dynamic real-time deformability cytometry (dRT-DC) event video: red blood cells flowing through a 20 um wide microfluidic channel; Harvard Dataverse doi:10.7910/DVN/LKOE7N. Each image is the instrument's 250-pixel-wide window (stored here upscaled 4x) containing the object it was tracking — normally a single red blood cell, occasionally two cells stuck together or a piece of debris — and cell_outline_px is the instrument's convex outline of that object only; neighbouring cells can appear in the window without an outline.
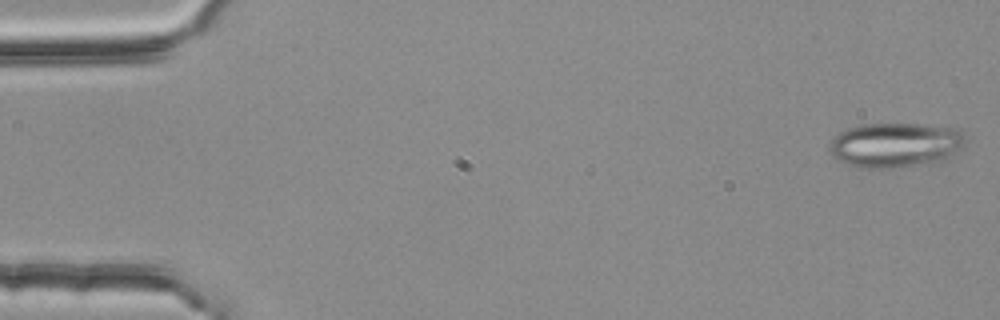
{"species": "common noctule bat (a hibernating species)", "species_latin": "Nyctalus noctula", "temperature_condition": "room temperature", "stored_images_in_passage": 54, "camera_frame_rate_fps": 3000, "um_per_image_px": 0.085, "animal": {"sex": "female", "body_mass_g": 25.1}, "frame": {"image": 1, "passage_image": 1, "time_ms": 0.0, "image_size_px": [1000, 320], "cell_outline_px": [[968, 140], [960, 148], [944, 160], [888, 168], [860, 168], [848, 164], [832, 156], [828, 148], [832, 140], [840, 132], [848, 128], [860, 124], [920, 124], [960, 128], [964, 132]], "centroid_in_image_um": [76.13, 12.3], "position_along_channel_um": 8.9, "area_um2": 35.43}}
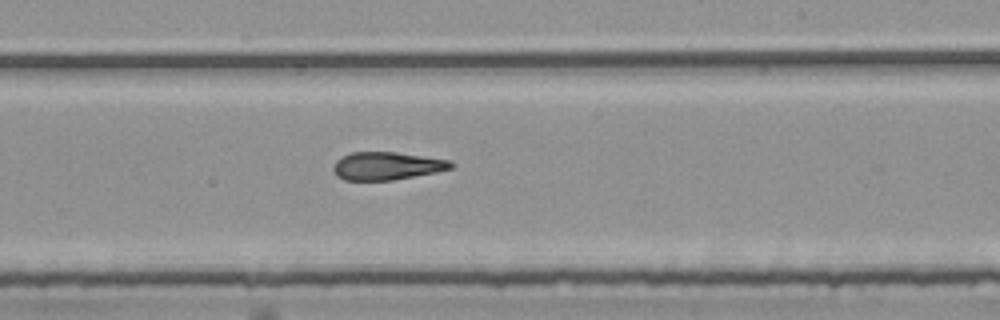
{"frame": {"image": 2, "passage_image": 32, "time_ms": 10.333, "image_size_px": [1000, 320], "cell_outline_px": [[456, 164], [452, 168], [436, 172], [392, 180], [344, 180], [336, 176], [332, 168], [336, 160], [340, 156], [352, 152], [396, 152], [448, 160]], "centroid_in_image_um": [32.84, 14.1], "position_along_channel_um": 256.2, "area_um2": 19.13}}
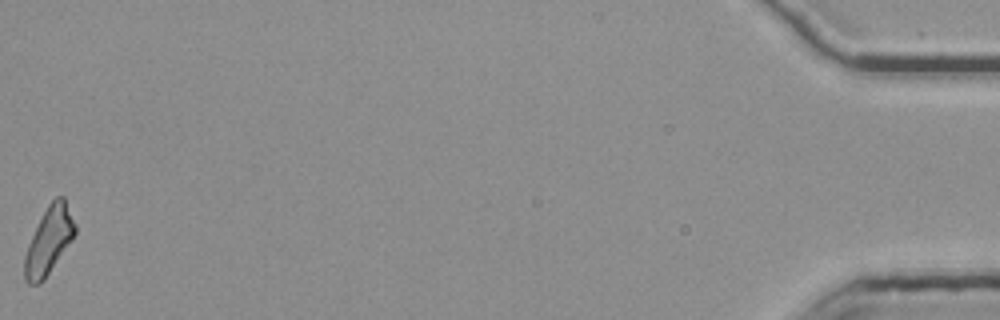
{"frame": {"image": 3, "passage_image": 54, "time_ms": 17.667, "image_size_px": [1000, 320], "cell_outline_px": [[76, 232], [72, 240], [44, 280], [40, 284], [28, 284], [24, 280], [24, 256], [28, 244], [48, 204], [56, 196], [64, 196], [76, 224]], "centroid_in_image_um": [4.16, 20.47], "position_along_channel_um": 431.0, "area_um2": 19.65}, "authors_computed_cell_mechanics": {"area_um2": 20.1722, "velocity_mm_per_s": 3.7708, "shape_relaxation_time_tau1_ms": null, "shape_relaxation_time_tau2_ms": 4.2045, "deformation_change_tau1": null, "deformation_change_tau2": 0.1582}}